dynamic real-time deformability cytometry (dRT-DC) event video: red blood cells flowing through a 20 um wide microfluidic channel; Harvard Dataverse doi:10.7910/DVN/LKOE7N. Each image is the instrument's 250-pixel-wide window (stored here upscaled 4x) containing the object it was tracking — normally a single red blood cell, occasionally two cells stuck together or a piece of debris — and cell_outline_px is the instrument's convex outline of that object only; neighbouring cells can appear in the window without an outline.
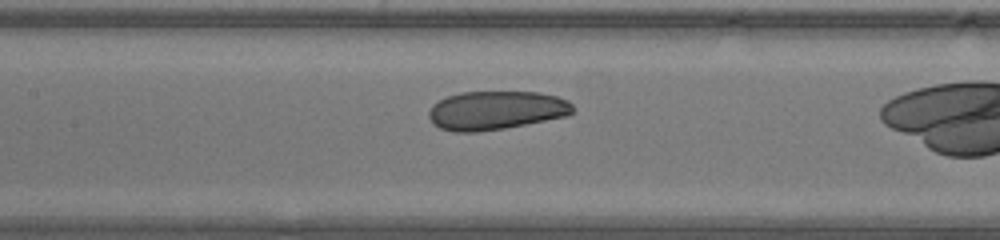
{"species": "human", "species_latin": "Homo sapiens", "temperature_condition": "warm", "stored_images_in_passage": 26, "camera_frame_rate_fps": 3000, "um_per_image_px": 0.085, "donor": {"sex": "male"}, "frame": {"image": 1, "passage_image": 12, "time_ms": 3.667, "image_size_px": [1000, 240], "cell_outline_px": [[576, 108], [568, 116], [504, 128], [476, 132], [452, 132], [440, 128], [432, 124], [428, 116], [428, 112], [432, 104], [448, 96], [460, 92], [540, 92], [556, 96], [568, 100]], "centroid_in_image_um": [42.16, 9.38], "position_along_channel_um": 165.2, "area_um2": 32.71}}
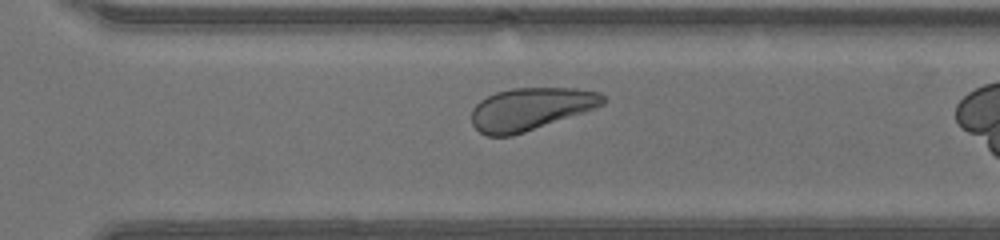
{"frame": {"image": 2, "passage_image": 22, "time_ms": 7.0, "image_size_px": [1000, 240], "cell_outline_px": [[604, 104], [596, 108], [512, 136], [488, 136], [480, 132], [472, 124], [472, 108], [480, 100], [496, 92], [512, 88], [576, 88], [600, 92], [604, 96]], "centroid_in_image_um": [45.09, 9.25], "position_along_channel_um": 325.5, "area_um2": 32.37}}